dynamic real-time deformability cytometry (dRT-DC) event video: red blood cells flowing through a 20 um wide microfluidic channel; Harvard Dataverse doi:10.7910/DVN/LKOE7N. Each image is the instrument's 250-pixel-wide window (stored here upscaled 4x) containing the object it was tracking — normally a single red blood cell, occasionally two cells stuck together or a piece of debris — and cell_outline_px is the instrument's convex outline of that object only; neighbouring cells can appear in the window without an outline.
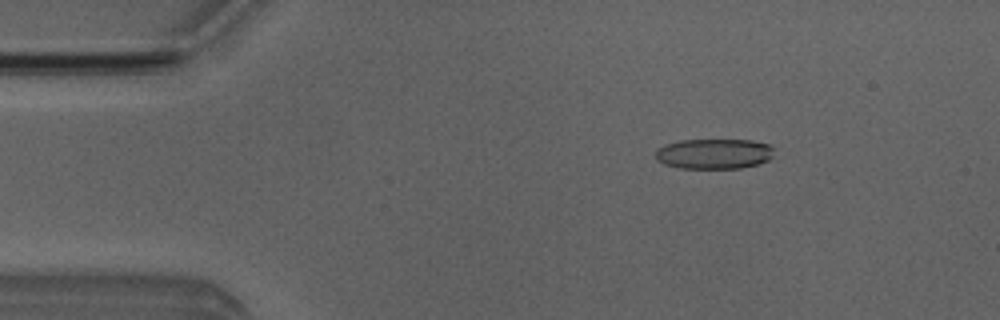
{"species": "Egyptian fruit bat (a non-hibernating species)", "species_latin": "Rousettus aegyptiacus", "temperature_condition": "room temperature", "stored_images_in_passage": 4, "camera_frame_rate_fps": 3000, "um_per_image_px": 0.085, "animal": {"sex": "male"}, "frame": {"image": 1, "passage_image": 3, "time_ms": 2.333, "image_size_px": [1000, 320], "cell_outline_px": [[772, 156], [768, 160], [756, 164], [740, 168], [680, 168], [664, 164], [656, 160], [656, 148], [664, 144], [680, 140], [752, 140], [772, 144]], "centroid_in_image_um": [60.66, 13.06], "position_along_channel_um": 24.3, "area_um2": 20.98}}